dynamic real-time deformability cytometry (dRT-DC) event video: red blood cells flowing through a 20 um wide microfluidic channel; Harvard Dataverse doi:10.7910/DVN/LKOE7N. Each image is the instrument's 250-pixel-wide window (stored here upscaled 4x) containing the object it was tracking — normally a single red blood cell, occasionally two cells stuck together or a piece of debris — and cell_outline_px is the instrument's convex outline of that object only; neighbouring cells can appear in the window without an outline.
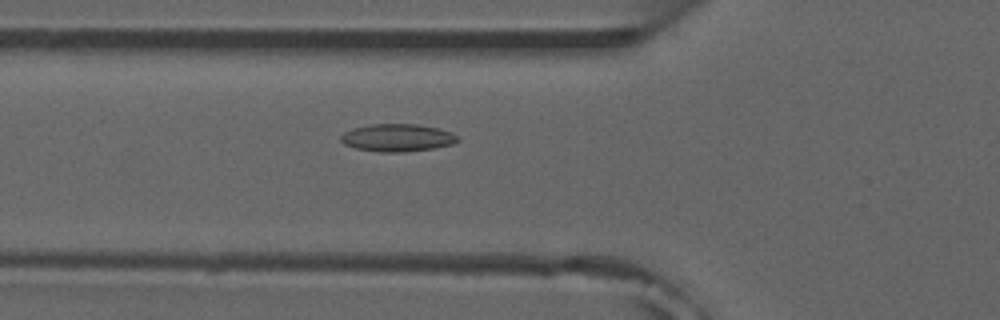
{"species": "common noctule bat (a hibernating species)", "species_latin": "Nyctalus noctula", "temperature_condition": "room temperature", "stored_images_in_passage": 5, "camera_frame_rate_fps": 3000, "um_per_image_px": 0.085, "animal": {"sex": "male", "forearm_length_mm": 52.5}, "frame": {"image": 1, "passage_image": 5, "time_ms": 4.667, "image_size_px": [1000, 320], "cell_outline_px": [[460, 140], [452, 144], [432, 148], [404, 152], [380, 152], [356, 148], [344, 144], [340, 140], [340, 136], [344, 132], [352, 128], [372, 124], [416, 124], [440, 128], [452, 132]], "centroid_in_image_um": [33.77, 11.7], "position_along_channel_um": 92.0, "area_um2": 18.79}}